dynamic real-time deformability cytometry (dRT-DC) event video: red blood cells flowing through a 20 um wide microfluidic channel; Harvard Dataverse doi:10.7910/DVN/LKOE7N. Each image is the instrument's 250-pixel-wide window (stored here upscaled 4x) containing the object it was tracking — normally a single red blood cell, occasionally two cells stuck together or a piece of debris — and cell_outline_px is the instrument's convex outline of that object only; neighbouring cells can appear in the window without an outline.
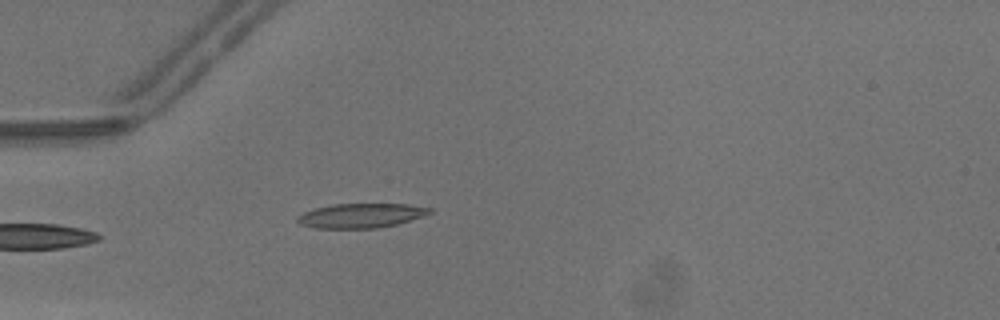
{"species": "common noctule bat (a hibernating species)", "species_latin": "Nyctalus noctula", "temperature_condition": "warm", "stored_images_in_passage": 34, "camera_frame_rate_fps": 3000, "um_per_image_px": 0.085, "animal": {"sex": "male", "body_mass_g": 13.3}, "frame": {"image": 1, "passage_image": 1, "time_ms": 0.0, "image_size_px": [1000, 320], "cell_outline_px": [[432, 212], [424, 216], [396, 224], [376, 228], [312, 228], [300, 224], [296, 220], [296, 216], [304, 212], [316, 208], [332, 204], [408, 204], [432, 208]], "centroid_in_image_um": [30.67, 18.32], "position_along_channel_um": 54.3, "area_um2": 18.84}}
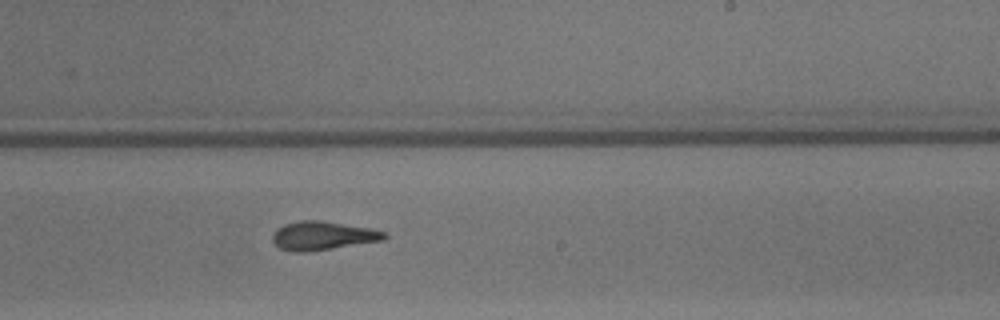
{"frame": {"image": 2, "passage_image": 16, "time_ms": 5.0, "image_size_px": [1000, 320], "cell_outline_px": [[388, 236], [384, 240], [308, 252], [292, 252], [280, 248], [272, 240], [272, 236], [276, 228], [284, 224], [300, 220], [320, 220], [368, 228], [388, 232]], "centroid_in_image_um": [27.42, 20.03], "position_along_channel_um": 261.6, "area_um2": 18.73}}
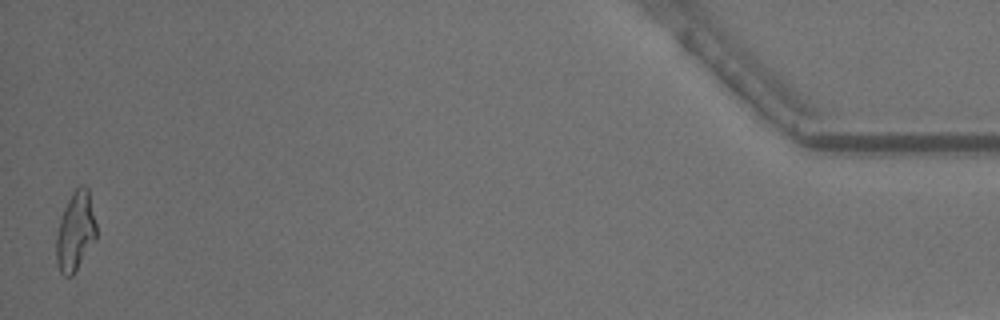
{"frame": {"image": 3, "passage_image": 34, "time_ms": 11.0, "image_size_px": [1000, 320], "cell_outline_px": [[96, 240], [72, 276], [64, 276], [60, 272], [56, 264], [56, 236], [60, 220], [64, 208], [72, 192], [80, 184], [84, 184], [88, 188], [96, 224]], "centroid_in_image_um": [6.41, 19.67], "position_along_channel_um": 428.8, "area_um2": 18.55}, "authors_computed_cell_mechanics": {"area_um2": 18.2359, "velocity_mm_per_s": 4.3449, "shape_relaxation_time_tau1_ms": 4.8665, "shape_relaxation_time_tau2_ms": 2.045, "deformation_change_tau1": 0.2394, "deformation_change_tau2": 0.1305}}